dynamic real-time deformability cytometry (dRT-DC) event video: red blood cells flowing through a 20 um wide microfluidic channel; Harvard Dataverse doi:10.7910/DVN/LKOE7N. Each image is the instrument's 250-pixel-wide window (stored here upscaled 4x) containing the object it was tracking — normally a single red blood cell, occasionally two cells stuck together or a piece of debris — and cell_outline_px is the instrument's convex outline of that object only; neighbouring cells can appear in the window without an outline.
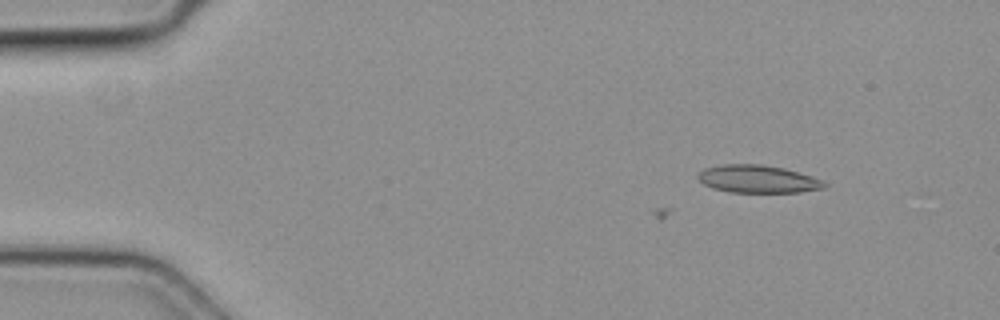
{"species": "common noctule bat (a hibernating species)", "species_latin": "Nyctalus noctula", "temperature_condition": "cold", "stored_images_in_passage": 6, "camera_frame_rate_fps": 3000, "um_per_image_px": 0.085, "animal": {"sex": "female", "body_mass_g": 19.3, "forearm_length_mm": 54.1}, "frame": {"image": 1, "passage_image": 6, "time_ms": 1.667, "image_size_px": [1000, 320], "cell_outline_px": [[828, 184], [824, 188], [800, 192], [728, 192], [712, 188], [704, 184], [696, 176], [704, 168], [724, 164], [764, 164], [784, 168], [812, 176], [824, 180]], "centroid_in_image_um": [64.43, 15.21], "position_along_channel_um": 20.6, "area_um2": 20.52}}